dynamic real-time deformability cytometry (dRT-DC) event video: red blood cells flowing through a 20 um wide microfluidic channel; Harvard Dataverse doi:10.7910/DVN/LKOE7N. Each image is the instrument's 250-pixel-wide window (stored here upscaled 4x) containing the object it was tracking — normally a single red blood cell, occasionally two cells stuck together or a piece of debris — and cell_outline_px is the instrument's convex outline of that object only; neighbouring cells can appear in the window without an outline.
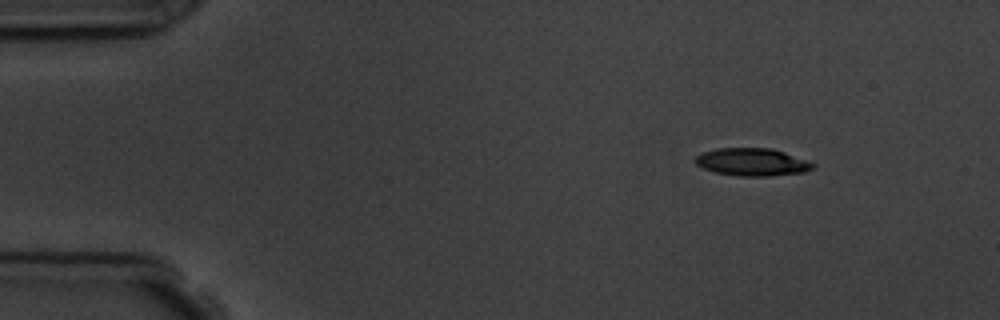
{"species": "common noctule bat (a hibernating species)", "species_latin": "Nyctalus noctula", "temperature_condition": "room temperature", "stored_images_in_passage": 3, "camera_frame_rate_fps": 3000, "um_per_image_px": 0.085, "animal": {"sex": "male", "body_mass_g": 19.5, "forearm_length_mm": 54.6}, "frame": {"image": 1, "passage_image": 1, "time_ms": 0.0, "image_size_px": [1000, 320], "cell_outline_px": [[816, 164], [812, 168], [804, 172], [768, 176], [740, 176], [716, 172], [704, 168], [696, 164], [692, 160], [696, 156], [704, 152], [716, 148], [772, 148], [784, 152]], "centroid_in_image_um": [63.91, 13.77], "position_along_channel_um": 21.1, "area_um2": 18.79}}